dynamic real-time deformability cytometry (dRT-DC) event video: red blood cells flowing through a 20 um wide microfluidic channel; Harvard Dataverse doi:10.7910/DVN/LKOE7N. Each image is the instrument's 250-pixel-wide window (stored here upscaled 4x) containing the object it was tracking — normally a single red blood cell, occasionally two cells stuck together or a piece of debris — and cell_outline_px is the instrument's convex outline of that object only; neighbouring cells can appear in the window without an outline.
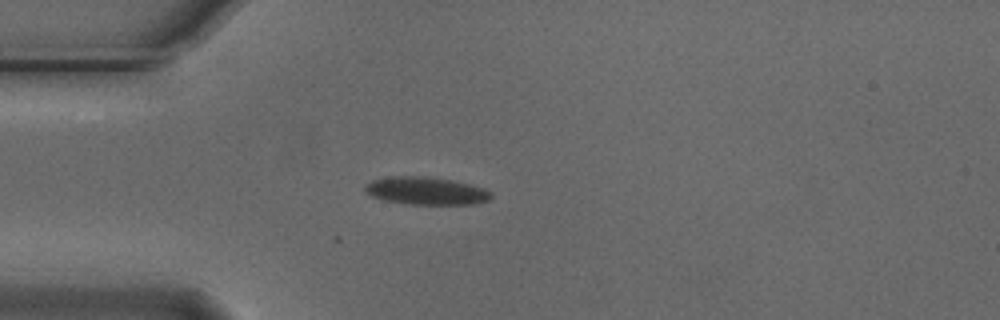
{"species": "Egyptian fruit bat (a non-hibernating species)", "species_latin": "Rousettus aegyptiacus", "temperature_condition": "cold", "stored_images_in_passage": 4, "camera_frame_rate_fps": 3000, "um_per_image_px": 0.085, "animal": {"sex": "male"}, "frame": {"image": 1, "passage_image": 1, "time_ms": 0.0, "image_size_px": [1000, 320], "cell_outline_px": [[492, 196], [488, 200], [472, 204], [408, 204], [384, 200], [372, 196], [364, 192], [364, 184], [372, 180], [392, 176], [428, 176], [452, 180], [484, 188], [492, 192]], "centroid_in_image_um": [36.18, 16.21], "position_along_channel_um": 48.8, "area_um2": 20.4}}